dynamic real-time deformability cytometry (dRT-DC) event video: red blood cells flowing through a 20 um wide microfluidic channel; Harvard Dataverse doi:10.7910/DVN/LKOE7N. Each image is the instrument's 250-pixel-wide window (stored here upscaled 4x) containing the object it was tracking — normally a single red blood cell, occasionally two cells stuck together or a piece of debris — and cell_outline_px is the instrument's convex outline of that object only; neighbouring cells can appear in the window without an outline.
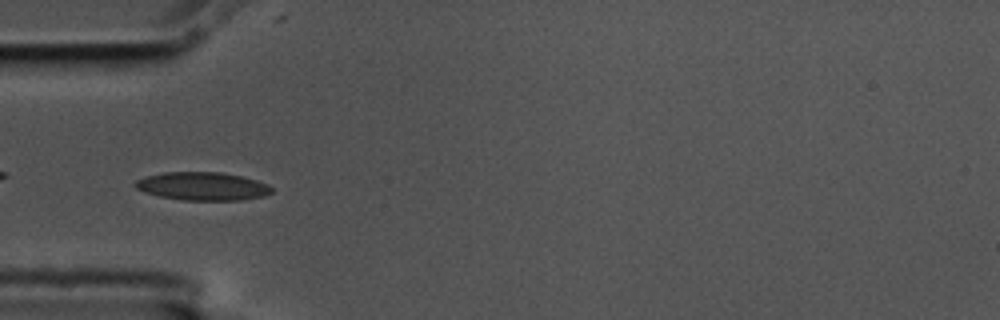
{"species": "common noctule bat (a hibernating species)", "species_latin": "Nyctalus noctula", "temperature_condition": "cold", "stored_images_in_passage": 56, "camera_frame_rate_fps": 3000, "um_per_image_px": 0.085, "animal": {"sex": "male", "body_mass_g": 17.5, "forearm_length_mm": 52.3}, "frame": {"image": 1, "passage_image": 17, "time_ms": 5.333, "image_size_px": [1000, 320], "cell_outline_px": [[272, 192], [264, 196], [240, 200], [184, 200], [160, 196], [144, 192], [136, 188], [132, 184], [136, 180], [144, 176], [164, 172], [220, 172], [244, 176], [268, 184], [272, 188]], "centroid_in_image_um": [17.2, 15.82], "position_along_channel_um": 67.8, "area_um2": 22.54}}
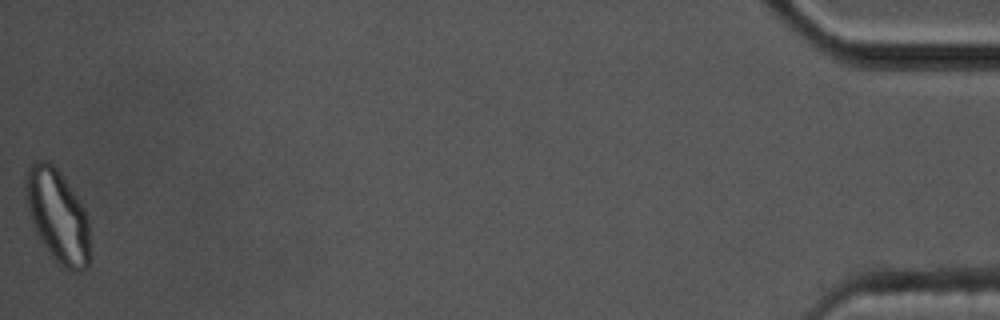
{"frame": {"image": 2, "passage_image": 56, "time_ms": 18.333, "image_size_px": [1000, 320], "cell_outline_px": [[88, 264], [80, 272], [72, 272], [60, 268], [40, 240], [36, 232], [28, 212], [24, 184], [24, 180], [28, 168], [36, 160], [48, 160], [60, 172], [80, 200], [84, 208], [88, 220]], "centroid_in_image_um": [4.87, 18.35], "position_along_channel_um": 430.3, "area_um2": 34.97}, "authors_computed_cell_mechanics": {"area_um2": 21.3282, "velocity_mm_per_s": 3.544, "shape_relaxation_time_tau1_ms": 4.0171, "shape_relaxation_time_tau2_ms": 3.0001, "deformation_change_tau1": 0.1108, "deformation_change_tau2": 0.0804}}